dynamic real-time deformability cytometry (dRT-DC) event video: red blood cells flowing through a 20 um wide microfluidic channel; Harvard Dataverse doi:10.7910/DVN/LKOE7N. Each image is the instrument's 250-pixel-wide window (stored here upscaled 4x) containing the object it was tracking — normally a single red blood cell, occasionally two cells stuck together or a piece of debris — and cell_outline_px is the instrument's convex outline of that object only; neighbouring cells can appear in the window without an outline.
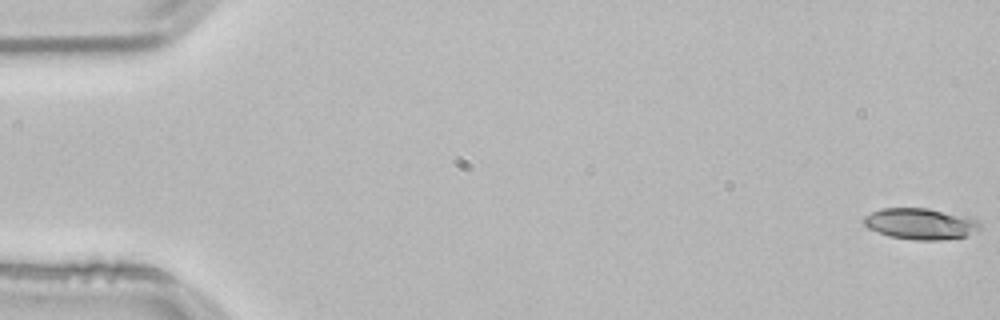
{"species": "common noctule bat (a hibernating species)", "species_latin": "Nyctalus noctula", "temperature_condition": "room temperature", "stored_images_in_passage": 54, "camera_frame_rate_fps": 3000, "um_per_image_px": 0.085, "animal": {"sex": "male", "body_mass_g": 21.5, "forearm_length_mm": 52.0}, "frame": {"image": 1, "passage_image": 1, "time_ms": 0.0, "image_size_px": [1000, 320], "cell_outline_px": [[980, 228], [968, 236], [940, 240], [916, 240], [888, 236], [868, 228], [864, 224], [864, 216], [880, 208], [928, 208], [968, 216], [976, 220], [980, 224]], "centroid_in_image_um": [78.24, 19.02], "position_along_channel_um": 6.8, "area_um2": 21.15}}
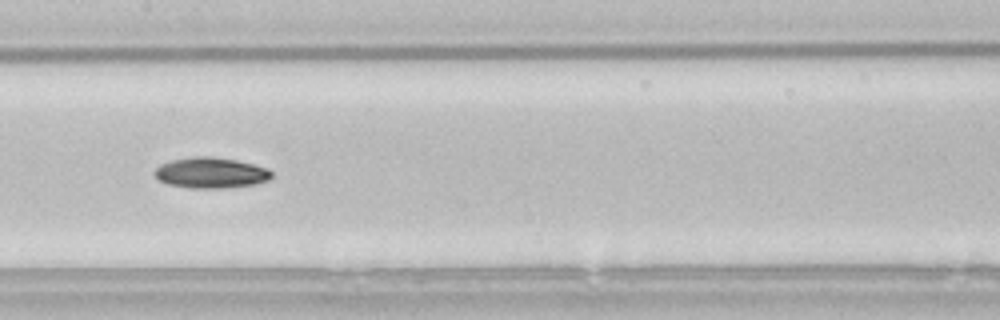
{"frame": {"image": 2, "passage_image": 27, "time_ms": 8.667, "image_size_px": [1000, 320], "cell_outline_px": [[272, 176], [268, 180], [256, 184], [224, 188], [192, 188], [168, 184], [160, 180], [152, 172], [160, 164], [172, 160], [192, 156], [208, 156], [236, 160], [268, 168], [272, 172]], "centroid_in_image_um": [17.92, 14.68], "position_along_channel_um": 189.5, "area_um2": 20.92}}
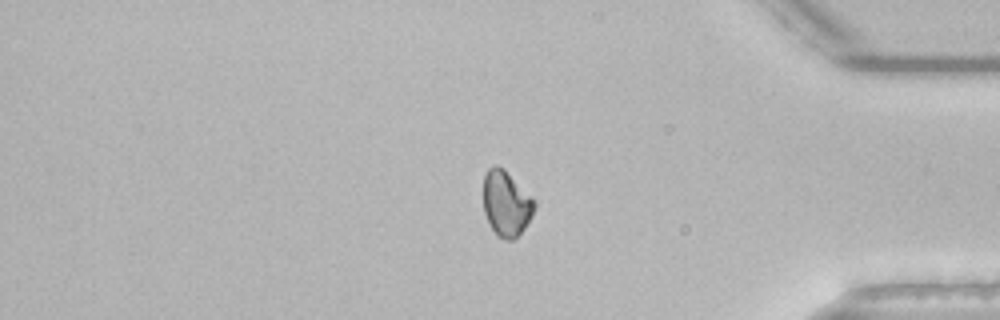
{"frame": {"image": 3, "passage_image": 45, "time_ms": 14.667, "image_size_px": [1000, 320], "cell_outline_px": [[536, 204], [532, 216], [524, 228], [512, 240], [508, 240], [496, 236], [484, 212], [484, 176], [488, 168], [492, 164], [496, 164], [504, 168]], "centroid_in_image_um": [43.0, 17.29], "position_along_channel_um": 392.2, "area_um2": 19.07}, "authors_computed_cell_mechanics": {"area_um2": 20.1433, "velocity_mm_per_s": 3.8103, "shape_relaxation_time_tau1_ms": 5.1809, "shape_relaxation_time_tau2_ms": null, "deformation_change_tau1": 0.1136, "deformation_change_tau2": null}}